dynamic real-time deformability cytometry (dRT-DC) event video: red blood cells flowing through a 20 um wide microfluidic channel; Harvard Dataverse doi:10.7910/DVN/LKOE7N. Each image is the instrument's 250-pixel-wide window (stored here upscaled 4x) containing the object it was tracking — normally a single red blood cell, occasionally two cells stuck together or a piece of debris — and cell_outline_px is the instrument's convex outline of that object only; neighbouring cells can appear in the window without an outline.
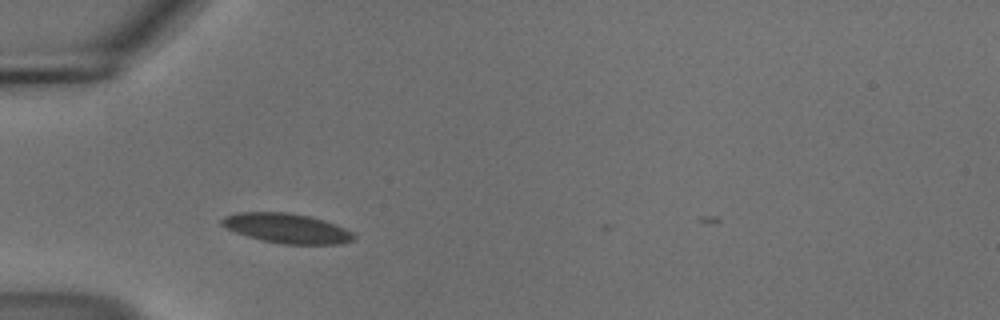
{"species": "common noctule bat (a hibernating species)", "species_latin": "Nyctalus noctula", "temperature_condition": "cold", "stored_images_in_passage": 35, "camera_frame_rate_fps": 3000, "um_per_image_px": 0.085, "animal": {"sex": "male", "body_mass_g": 18.8}, "frame": {"image": 1, "passage_image": 1, "time_ms": 0.0, "image_size_px": [1000, 320], "cell_outline_px": [[356, 236], [352, 240], [340, 244], [280, 244], [248, 236], [236, 232], [220, 224], [220, 220], [224, 216], [236, 212], [288, 212], [308, 216], [324, 220], [344, 228], [352, 232]], "centroid_in_image_um": [24.37, 19.4], "position_along_channel_um": 60.6, "area_um2": 22.72}}
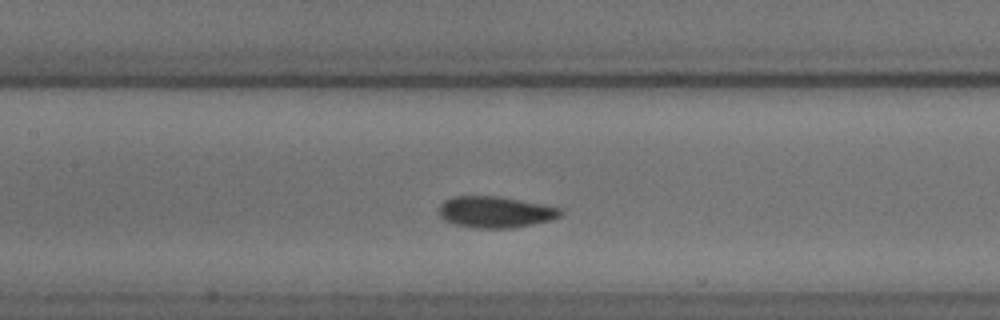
{"frame": {"image": 2, "passage_image": 10, "time_ms": 3.0, "image_size_px": [1000, 320], "cell_outline_px": [[564, 212], [560, 216], [552, 220], [512, 228], [472, 228], [456, 224], [444, 220], [440, 216], [440, 204], [444, 200], [452, 196], [496, 196], [540, 204], [560, 208]], "centroid_in_image_um": [42.09, 18.03], "position_along_channel_um": 165.3, "area_um2": 22.08}}
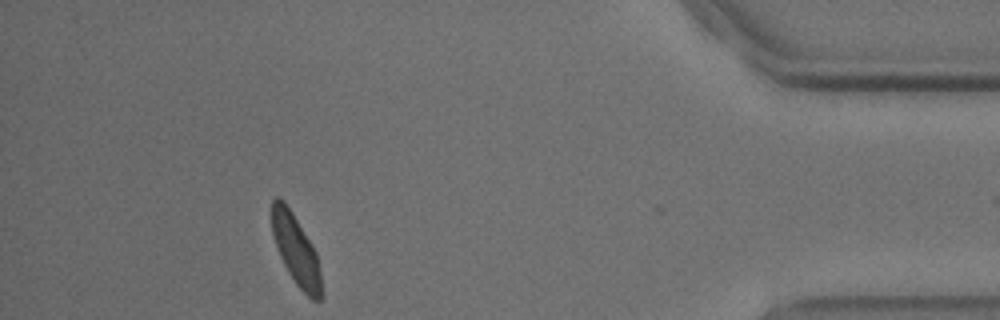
{"frame": {"image": 3, "passage_image": 34, "time_ms": 11.0, "image_size_px": [1000, 320], "cell_outline_px": [[324, 296], [320, 300], [312, 300], [296, 284], [288, 272], [280, 256], [272, 232], [272, 200], [276, 196], [284, 200], [292, 212], [312, 244], [316, 252], [320, 272]], "centroid_in_image_um": [25.18, 21.27], "position_along_channel_um": 410.0, "area_um2": 20.17}}